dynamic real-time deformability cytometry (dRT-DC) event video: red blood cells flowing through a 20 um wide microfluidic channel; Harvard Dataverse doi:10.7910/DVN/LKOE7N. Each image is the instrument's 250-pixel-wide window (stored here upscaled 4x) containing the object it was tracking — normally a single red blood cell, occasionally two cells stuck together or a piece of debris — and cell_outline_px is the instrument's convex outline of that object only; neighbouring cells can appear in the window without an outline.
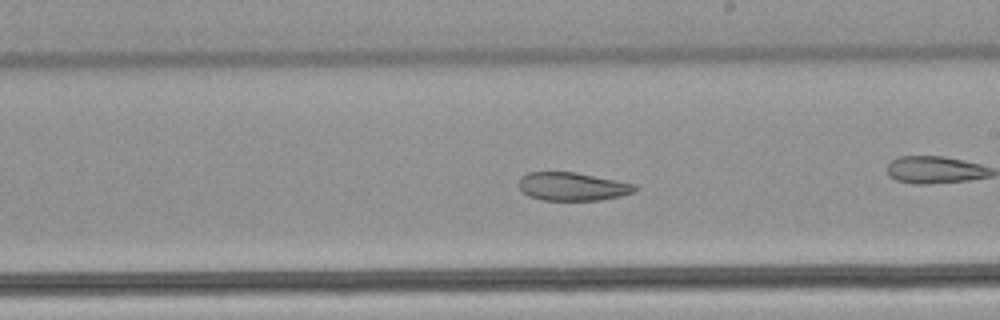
{"species": "common noctule bat (a hibernating species)", "species_latin": "Nyctalus noctula", "temperature_condition": "warm", "stored_images_in_passage": 29, "camera_frame_rate_fps": 3000, "um_per_image_px": 0.085, "animal": {"sex": "male", "body_mass_g": 21.5, "forearm_length_mm": 52.0}, "frame": {"image": 1, "passage_image": 17, "time_ms": 5.333, "image_size_px": [1000, 320], "cell_outline_px": [[640, 188], [636, 192], [620, 196], [600, 200], [544, 200], [528, 196], [520, 188], [520, 176], [528, 172], [576, 172], [636, 184]], "centroid_in_image_um": [48.71, 15.85], "position_along_channel_um": 240.3, "area_um2": 19.19}}